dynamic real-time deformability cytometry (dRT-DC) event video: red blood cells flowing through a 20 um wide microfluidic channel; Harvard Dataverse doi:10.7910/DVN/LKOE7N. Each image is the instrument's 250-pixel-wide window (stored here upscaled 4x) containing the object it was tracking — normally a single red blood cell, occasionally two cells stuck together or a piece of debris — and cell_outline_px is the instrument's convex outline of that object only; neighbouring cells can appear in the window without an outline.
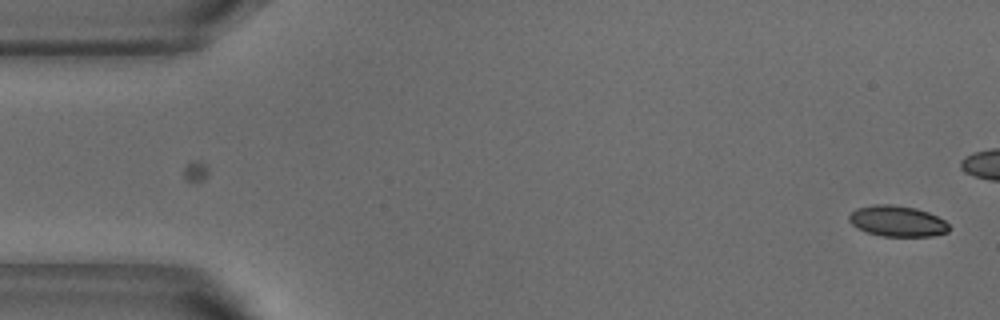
{"species": "common noctule bat (a hibernating species)", "species_latin": "Nyctalus noctula", "temperature_condition": "warm", "stored_images_in_passage": 41, "camera_frame_rate_fps": 3000, "um_per_image_px": 0.085, "animal": {"sex": "male", "body_mass_g": 18.8}, "frame": {"image": 1, "passage_image": 1, "time_ms": 0.0, "image_size_px": [1000, 320], "cell_outline_px": [[948, 232], [932, 236], [884, 236], [868, 232], [852, 224], [848, 220], [848, 216], [856, 208], [872, 204], [892, 204], [916, 208], [928, 212], [944, 220], [948, 224]], "centroid_in_image_um": [76.26, 18.78], "position_along_channel_um": 8.7, "area_um2": 17.86}}